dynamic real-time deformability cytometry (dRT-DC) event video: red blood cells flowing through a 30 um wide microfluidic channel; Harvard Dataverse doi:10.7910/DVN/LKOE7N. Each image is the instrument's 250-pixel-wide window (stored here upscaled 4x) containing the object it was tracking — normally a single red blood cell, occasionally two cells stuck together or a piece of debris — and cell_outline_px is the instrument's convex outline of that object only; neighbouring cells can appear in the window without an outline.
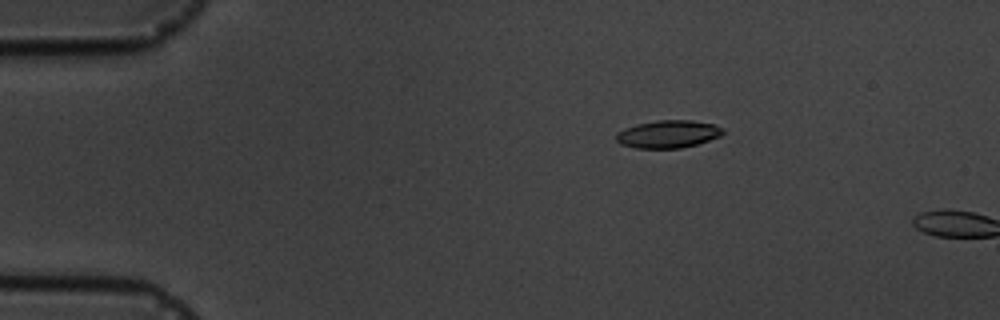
{"species": "common noctule bat (a hibernating species)", "species_latin": "Nyctalus noctula", "temperature_condition": "cold", "stored_images_in_passage": 3, "camera_frame_rate_fps": 3000, "um_per_image_px": 0.085, "animal": {"sex": "male", "body_mass_g": 19.5, "forearm_length_mm": 54.6}, "frame": {"image": 1, "passage_image": 2, "time_ms": 1.333, "image_size_px": [1000, 320], "cell_outline_px": [[724, 132], [720, 136], [696, 144], [680, 148], [636, 148], [620, 144], [616, 140], [616, 132], [624, 128], [636, 124], [656, 120], [692, 120], [716, 124], [724, 128]], "centroid_in_image_um": [56.78, 11.38], "position_along_channel_um": 28.2, "area_um2": 17.34}}